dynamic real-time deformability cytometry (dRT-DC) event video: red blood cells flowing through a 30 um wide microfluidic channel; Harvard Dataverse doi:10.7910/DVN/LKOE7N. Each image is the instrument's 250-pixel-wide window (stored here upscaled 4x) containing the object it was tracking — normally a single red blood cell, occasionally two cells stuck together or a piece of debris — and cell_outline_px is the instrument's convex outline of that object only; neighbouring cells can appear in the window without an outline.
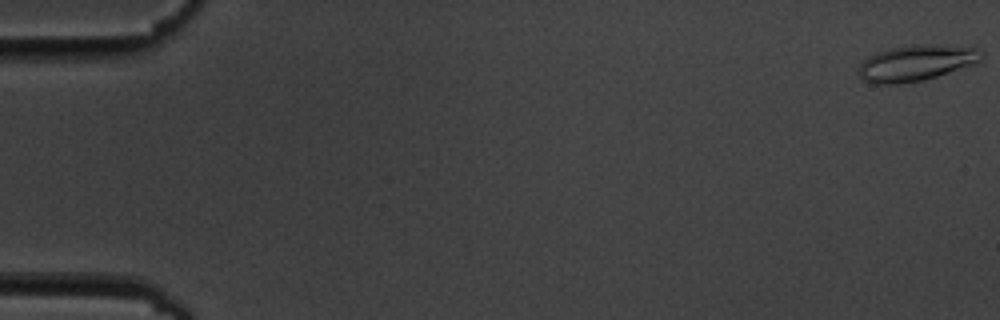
{"species": "common noctule bat (a hibernating species)", "species_latin": "Nyctalus noctula", "temperature_condition": "cold", "stored_images_in_passage": 13, "camera_frame_rate_fps": 3000, "um_per_image_px": 0.085, "animal": {"sex": "male", "body_mass_g": 19.5, "forearm_length_mm": 54.6}, "frame": {"image": 1, "passage_image": 1, "time_ms": 0.0, "image_size_px": [1000, 320], "cell_outline_px": [[984, 56], [976, 64], [924, 80], [900, 84], [872, 84], [864, 80], [860, 76], [860, 64], [868, 56], [876, 52], [892, 48], [920, 44], [928, 44], [976, 48]], "centroid_in_image_um": [77.87, 5.36], "position_along_channel_um": 7.1, "area_um2": 25.55}}